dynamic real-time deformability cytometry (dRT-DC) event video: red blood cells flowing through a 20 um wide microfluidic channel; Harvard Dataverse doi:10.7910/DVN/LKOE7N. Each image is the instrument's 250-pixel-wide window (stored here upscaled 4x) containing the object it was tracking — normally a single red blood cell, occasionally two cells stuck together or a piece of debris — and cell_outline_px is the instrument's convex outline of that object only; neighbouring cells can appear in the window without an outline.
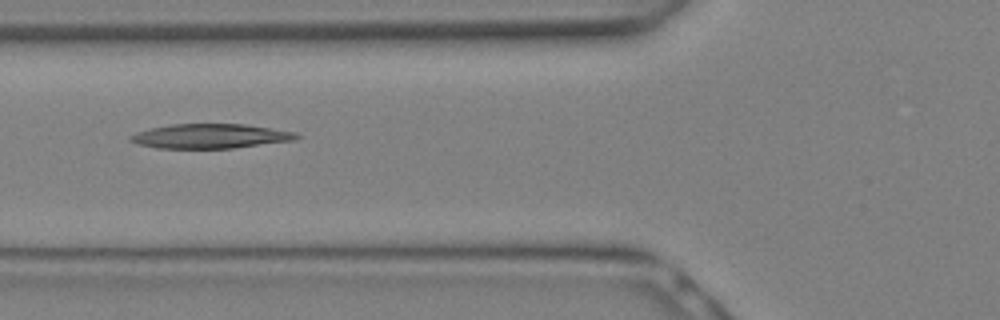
{"species": "Egyptian fruit bat (a non-hibernating species)", "species_latin": "Rousettus aegyptiacus", "temperature_condition": "warm", "stored_images_in_passage": 11, "camera_frame_rate_fps": 3000, "um_per_image_px": 0.085, "animal": {"sex": "female"}, "frame": {"image": 1, "passage_image": 8, "time_ms": 2.333, "image_size_px": [1000, 320], "cell_outline_px": [[300, 136], [296, 140], [236, 148], [156, 148], [136, 144], [128, 140], [128, 136], [136, 132], [152, 128], [172, 124], [244, 124], [296, 132]], "centroid_in_image_um": [17.86, 11.58], "position_along_channel_um": 107.9, "area_um2": 23.81}}
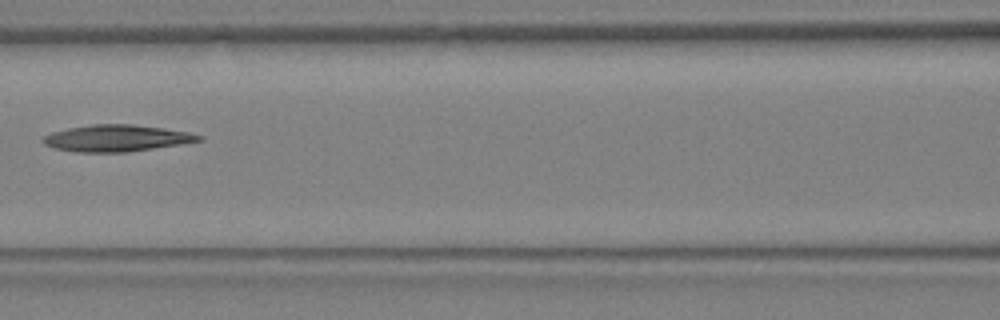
{"frame": {"image": 2, "passage_image": 10, "time_ms": 3.0, "image_size_px": [1000, 320], "cell_outline_px": [[204, 140], [180, 144], [124, 152], [76, 152], [56, 148], [44, 144], [40, 140], [44, 136], [52, 132], [68, 128], [92, 124], [132, 124], [164, 128], [188, 132], [204, 136]], "centroid_in_image_um": [9.9, 11.74], "position_along_channel_um": 156.7, "area_um2": 24.04}}